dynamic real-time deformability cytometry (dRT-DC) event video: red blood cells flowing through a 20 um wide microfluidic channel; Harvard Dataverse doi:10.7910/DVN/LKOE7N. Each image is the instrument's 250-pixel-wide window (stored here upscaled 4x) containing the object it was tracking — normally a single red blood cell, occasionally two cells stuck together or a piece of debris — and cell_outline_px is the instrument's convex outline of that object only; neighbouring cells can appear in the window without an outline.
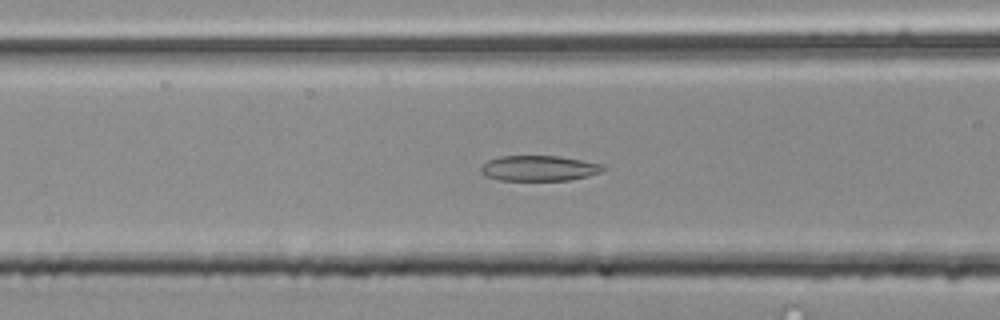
{"species": "common noctule bat (a hibernating species)", "species_latin": "Nyctalus noctula", "temperature_condition": "room temperature", "stored_images_in_passage": 43, "camera_frame_rate_fps": 3000, "um_per_image_px": 0.085, "animal": {"sex": "male", "body_mass_g": 20.4}, "frame": {"image": 1, "passage_image": 11, "time_ms": 3.333, "image_size_px": [1000, 320], "cell_outline_px": [[608, 168], [600, 172], [588, 176], [572, 180], [500, 180], [484, 176], [480, 172], [480, 168], [488, 160], [500, 156], [560, 156], [604, 164]], "centroid_in_image_um": [45.84, 14.3], "position_along_channel_um": 120.8, "area_um2": 18.26}}
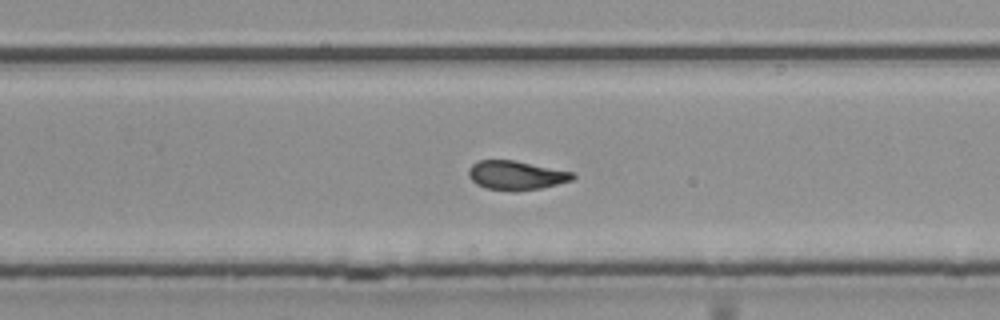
{"frame": {"image": 2, "passage_image": 24, "time_ms": 7.667, "image_size_px": [1000, 320], "cell_outline_px": [[576, 176], [572, 180], [540, 188], [516, 192], [512, 192], [488, 188], [476, 184], [468, 176], [468, 168], [476, 160], [516, 160], [576, 172]], "centroid_in_image_um": [43.88, 14.89], "position_along_channel_um": 285.9, "area_um2": 17.98}}
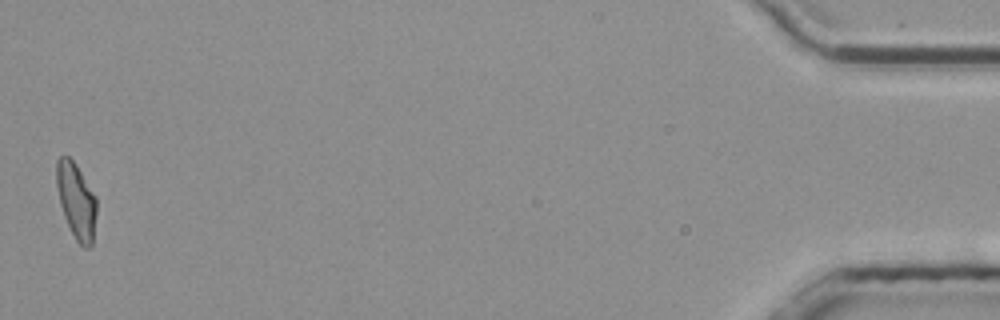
{"frame": {"image": 3, "passage_image": 43, "time_ms": 14.0, "image_size_px": [1000, 320], "cell_outline_px": [[96, 216], [92, 244], [88, 248], [84, 248], [76, 240], [64, 216], [60, 204], [56, 184], [56, 160], [60, 156], [68, 156], [76, 164], [96, 196]], "centroid_in_image_um": [6.48, 17.05], "position_along_channel_um": 428.7, "area_um2": 17.63}, "authors_computed_cell_mechanics": {"area_um2": 18.0336, "velocity_mm_per_s": 3.817, "shape_relaxation_time_tau1_ms": null, "shape_relaxation_time_tau2_ms": 2.0488, "deformation_change_tau1": null, "deformation_change_tau2": 0.0908}}